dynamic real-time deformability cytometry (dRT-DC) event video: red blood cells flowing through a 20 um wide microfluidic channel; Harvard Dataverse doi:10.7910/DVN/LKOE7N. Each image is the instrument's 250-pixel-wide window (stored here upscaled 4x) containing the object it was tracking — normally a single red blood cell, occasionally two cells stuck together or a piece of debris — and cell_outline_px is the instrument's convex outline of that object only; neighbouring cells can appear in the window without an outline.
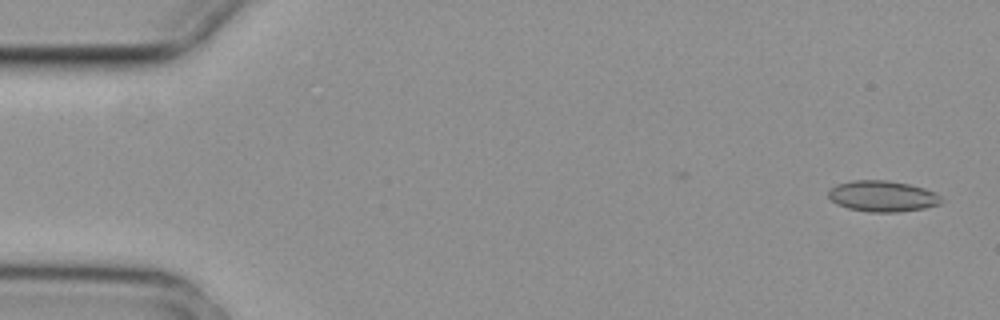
{"species": "common noctule bat (a hibernating species)", "species_latin": "Nyctalus noctula", "temperature_condition": "cold", "stored_images_in_passage": 5, "camera_frame_rate_fps": 3000, "um_per_image_px": 0.085, "animal": {"sex": "female", "body_mass_g": 29.2, "forearm_length_mm": 56.3}, "frame": {"image": 1, "passage_image": 1, "time_ms": 0.0, "image_size_px": [1000, 320], "cell_outline_px": [[944, 200], [940, 204], [924, 208], [900, 212], [868, 212], [848, 208], [836, 204], [828, 196], [828, 188], [836, 184], [852, 180], [888, 180], [908, 184], [924, 188], [936, 192]], "centroid_in_image_um": [75.0, 16.67], "position_along_channel_um": 10.0, "area_um2": 20.63}}